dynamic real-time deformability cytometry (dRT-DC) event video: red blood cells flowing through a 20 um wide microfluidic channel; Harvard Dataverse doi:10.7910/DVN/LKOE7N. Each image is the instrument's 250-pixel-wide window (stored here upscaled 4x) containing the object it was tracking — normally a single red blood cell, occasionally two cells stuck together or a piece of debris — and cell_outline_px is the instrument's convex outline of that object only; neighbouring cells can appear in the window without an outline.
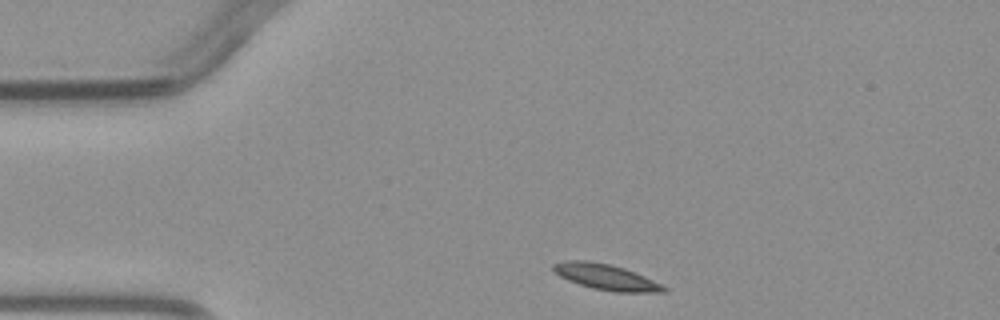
{"species": "common noctule bat (a hibernating species)", "species_latin": "Nyctalus noctula", "temperature_condition": "warm", "stored_images_in_passage": 2, "camera_frame_rate_fps": 3000, "um_per_image_px": 0.085, "animal": {"sex": "male", "body_mass_g": 23.1, "forearm_length_mm": 52.7}, "frame": {"image": 1, "passage_image": 1, "time_ms": 0.0, "image_size_px": [1000, 320], "cell_outline_px": [[668, 292], [616, 292], [592, 288], [568, 280], [560, 276], [552, 268], [552, 264], [568, 260], [588, 260], [608, 264], [624, 268], [644, 276], [668, 288]], "centroid_in_image_um": [51.51, 23.54], "position_along_channel_um": 33.5, "area_um2": 16.36}}